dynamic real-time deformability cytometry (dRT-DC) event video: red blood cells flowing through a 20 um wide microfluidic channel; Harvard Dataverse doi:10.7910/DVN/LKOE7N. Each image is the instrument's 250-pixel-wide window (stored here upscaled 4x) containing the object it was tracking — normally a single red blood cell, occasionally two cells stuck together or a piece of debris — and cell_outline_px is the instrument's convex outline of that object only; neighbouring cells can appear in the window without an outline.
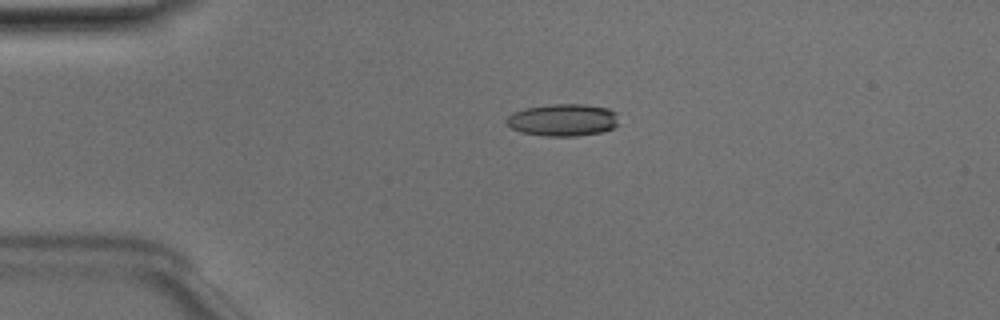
{"species": "Egyptian fruit bat (a non-hibernating species)", "species_latin": "Rousettus aegyptiacus", "temperature_condition": "room temperature", "stored_images_in_passage": 51, "camera_frame_rate_fps": 3000, "um_per_image_px": 0.085, "animal": {"sex": "male"}, "frame": {"image": 1, "passage_image": 12, "time_ms": 3.667, "image_size_px": [1000, 320], "cell_outline_px": [[616, 124], [612, 128], [600, 132], [576, 136], [548, 136], [520, 132], [512, 128], [504, 120], [508, 116], [516, 112], [528, 108], [552, 104], [580, 104], [608, 108], [616, 112]], "centroid_in_image_um": [47.84, 10.2], "position_along_channel_um": 37.2, "area_um2": 20.69}}
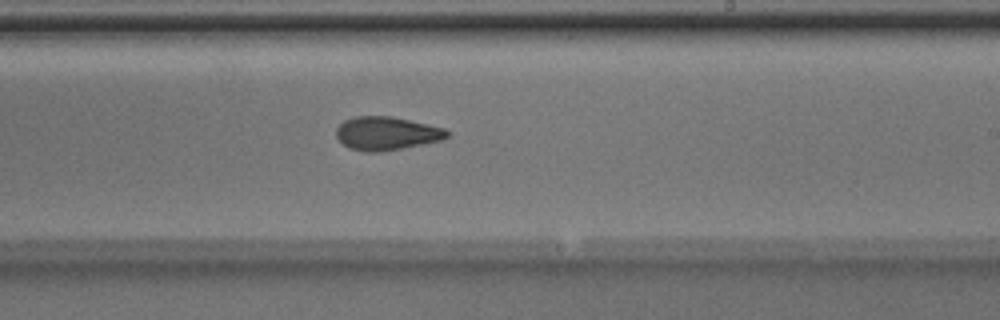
{"frame": {"image": 2, "passage_image": 31, "time_ms": 10.0, "image_size_px": [1000, 320], "cell_outline_px": [[452, 132], [448, 136], [440, 140], [380, 152], [364, 152], [348, 148], [336, 136], [336, 128], [344, 120], [352, 116], [392, 116], [444, 128]], "centroid_in_image_um": [32.82, 11.33], "position_along_channel_um": 256.2, "area_um2": 21.5}}
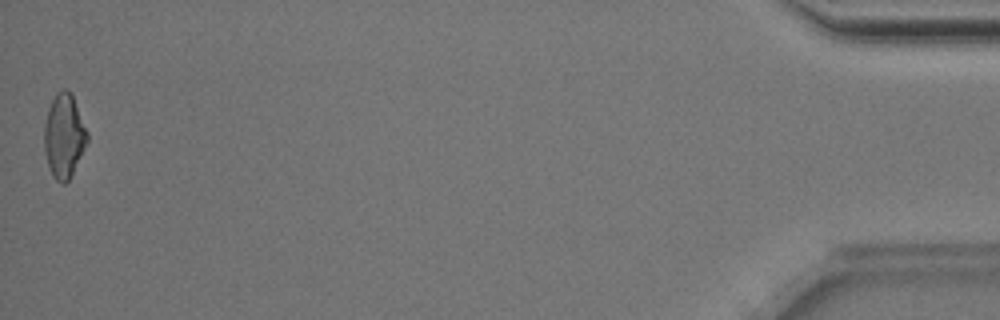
{"frame": {"image": 3, "passage_image": 51, "time_ms": 16.667, "image_size_px": [1000, 320], "cell_outline_px": [[88, 140], [68, 180], [64, 184], [60, 184], [52, 176], [48, 168], [44, 148], [44, 124], [48, 108], [56, 92], [64, 88], [72, 96], [88, 132]], "centroid_in_image_um": [5.41, 11.57], "position_along_channel_um": 429.8, "area_um2": 20.81}, "authors_computed_cell_mechanics": {"area_um2": 20.7502, "velocity_mm_per_s": 4.0277, "shape_relaxation_time_tau1_ms": 8.5041, "shape_relaxation_time_tau2_ms": 4.3424, "deformation_change_tau1": 0.209, "deformation_change_tau2": 0.1212}}